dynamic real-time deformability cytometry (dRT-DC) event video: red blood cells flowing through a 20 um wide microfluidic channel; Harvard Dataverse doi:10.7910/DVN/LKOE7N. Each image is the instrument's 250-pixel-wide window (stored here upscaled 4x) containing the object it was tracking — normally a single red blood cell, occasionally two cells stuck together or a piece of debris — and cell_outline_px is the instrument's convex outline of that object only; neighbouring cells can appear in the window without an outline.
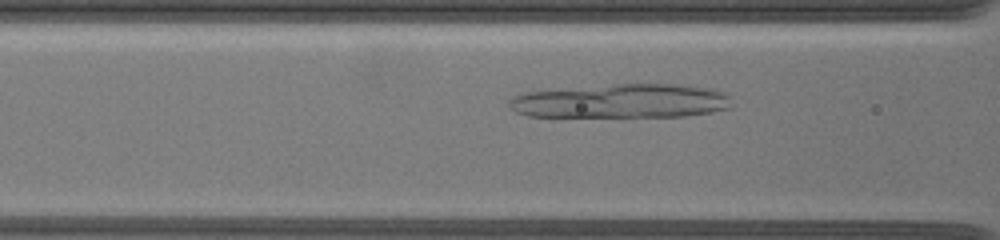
{"species": "common noctule bat (a hibernating species)", "species_latin": "Nyctalus noctula", "temperature_condition": "warm", "stored_images_in_passage": 23, "camera_frame_rate_fps": 3000, "um_per_image_px": 0.085, "animal": {"sex": "female", "body_mass_g": 19.5, "forearm_length_mm": 54.1}, "frame": {"image": 1, "passage_image": 10, "time_ms": 2.667, "image_size_px": [1000, 240], "cell_outline_px": [[732, 108], [712, 112], [684, 116], [528, 116], [516, 112], [508, 108], [508, 100], [512, 96], [520, 92], [612, 84], [676, 84], [712, 88], [728, 96]], "centroid_in_image_um": [52.75, 8.58], "position_along_channel_um": 113.8, "area_um2": 44.39}}
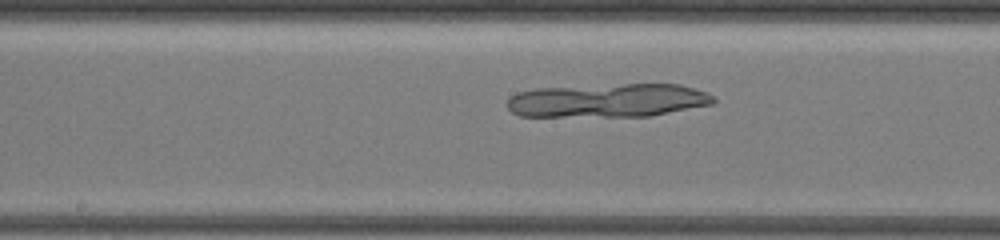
{"frame": {"image": 2, "passage_image": 17, "time_ms": 5.0, "image_size_px": [1000, 240], "cell_outline_px": [[716, 100], [712, 104], [648, 116], [520, 116], [512, 112], [504, 104], [508, 96], [516, 92], [536, 88], [624, 84], [680, 84], [708, 92], [716, 96]], "centroid_in_image_um": [51.64, 8.53], "position_along_channel_um": 196.6, "area_um2": 40.69}}
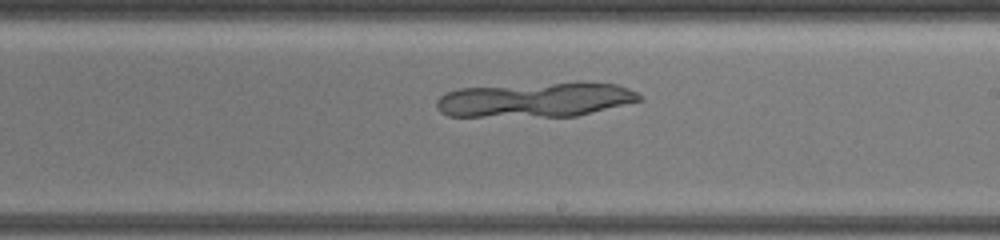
{"frame": {"image": 3, "passage_image": 21, "time_ms": 6.333, "image_size_px": [1000, 240], "cell_outline_px": [[644, 100], [576, 116], [448, 116], [440, 112], [436, 108], [436, 100], [440, 96], [448, 92], [460, 88], [576, 80], [584, 80], [616, 84], [628, 88], [636, 92]], "centroid_in_image_um": [45.56, 8.44], "position_along_channel_um": 243.4, "area_um2": 41.85}}